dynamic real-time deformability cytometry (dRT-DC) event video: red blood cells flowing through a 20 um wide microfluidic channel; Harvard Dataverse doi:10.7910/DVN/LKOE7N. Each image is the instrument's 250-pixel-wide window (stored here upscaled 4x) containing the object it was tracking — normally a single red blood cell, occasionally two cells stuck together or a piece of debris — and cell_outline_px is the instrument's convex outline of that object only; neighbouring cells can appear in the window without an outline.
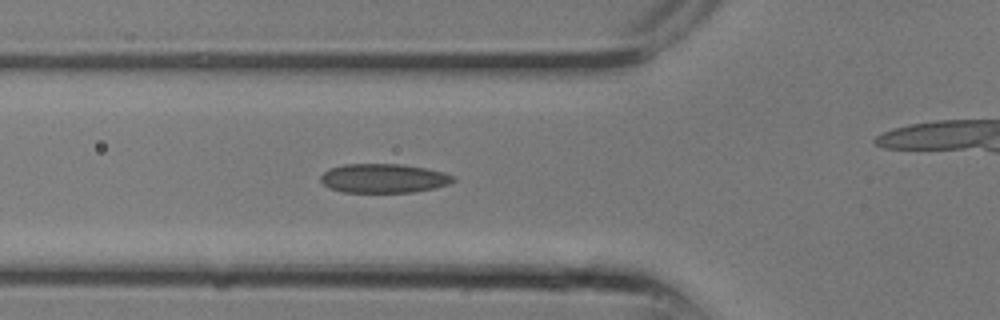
{"species": "common noctule bat (a hibernating species)", "species_latin": "Nyctalus noctula", "temperature_condition": "room temperature", "stored_images_in_passage": 6, "camera_frame_rate_fps": 3000, "um_per_image_px": 0.085, "animal": {"sex": "male", "body_mass_g": 13.3}, "frame": {"image": 1, "passage_image": 6, "time_ms": 1.667, "image_size_px": [1000, 320], "cell_outline_px": [[456, 180], [448, 184], [436, 188], [416, 192], [344, 192], [328, 188], [320, 180], [320, 176], [328, 168], [344, 164], [404, 164], [444, 172], [456, 176]], "centroid_in_image_um": [32.62, 15.15], "position_along_channel_um": 93.2, "area_um2": 22.72}}